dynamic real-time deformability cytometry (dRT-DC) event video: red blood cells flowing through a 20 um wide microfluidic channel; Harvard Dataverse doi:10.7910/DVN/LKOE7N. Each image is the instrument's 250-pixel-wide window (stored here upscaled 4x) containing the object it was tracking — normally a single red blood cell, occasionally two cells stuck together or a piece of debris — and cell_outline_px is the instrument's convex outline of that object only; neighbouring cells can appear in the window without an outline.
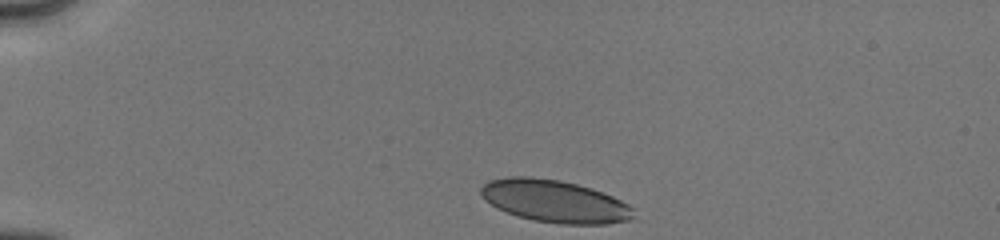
{"species": "human", "species_latin": "Homo sapiens", "temperature_condition": "cold", "stored_images_in_passage": 6, "camera_frame_rate_fps": 3000, "um_per_image_px": 0.085, "donor": {"sex": "male"}, "frame": {"image": 1, "passage_image": 1, "time_ms": 0.0, "image_size_px": [1000, 240], "cell_outline_px": [[636, 220], [608, 224], [560, 224], [532, 220], [516, 216], [496, 208], [484, 200], [480, 192], [480, 188], [488, 180], [508, 176], [528, 176], [560, 180], [592, 188], [612, 196], [628, 204], [632, 208], [636, 216]], "centroid_in_image_um": [47.15, 17.11], "position_along_channel_um": 37.8, "area_um2": 38.26}}
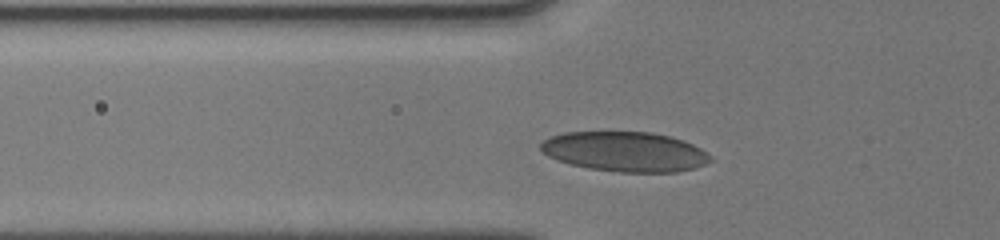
{"frame": {"image": 2, "passage_image": 5, "time_ms": 2.333, "image_size_px": [1000, 240], "cell_outline_px": [[716, 160], [696, 168], [676, 172], [620, 172], [588, 168], [572, 164], [548, 156], [540, 148], [540, 144], [544, 140], [552, 136], [564, 132], [652, 132], [672, 136], [684, 140], [700, 148], [712, 156]], "centroid_in_image_um": [53.2, 12.89], "position_along_channel_um": 72.6, "area_um2": 39.54}}